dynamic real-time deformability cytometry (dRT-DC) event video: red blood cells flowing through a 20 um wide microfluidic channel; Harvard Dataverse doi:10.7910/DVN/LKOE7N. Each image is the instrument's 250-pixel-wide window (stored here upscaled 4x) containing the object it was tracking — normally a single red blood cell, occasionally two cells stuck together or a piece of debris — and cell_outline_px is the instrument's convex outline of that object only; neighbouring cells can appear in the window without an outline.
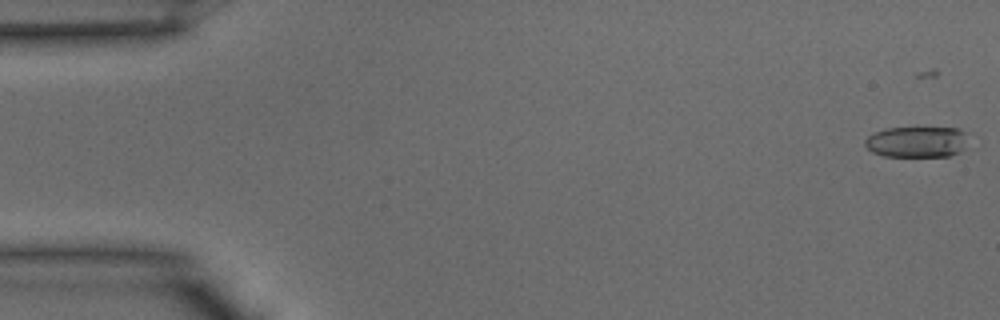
{"species": "common noctule bat (a hibernating species)", "species_latin": "Nyctalus noctula", "temperature_condition": "warm", "stored_images_in_passage": 16, "camera_frame_rate_fps": 3000, "um_per_image_px": 0.085, "animal": {"sex": "male", "body_mass_g": 15.6}, "frame": {"image": 1, "passage_image": 2, "time_ms": 0.333, "image_size_px": [1000, 320], "cell_outline_px": [[964, 148], [960, 152], [948, 156], [884, 156], [872, 152], [864, 144], [864, 140], [868, 136], [884, 128], [956, 128], [964, 132]], "centroid_in_image_um": [77.87, 12.06], "position_along_channel_um": 7.1, "area_um2": 18.38}}
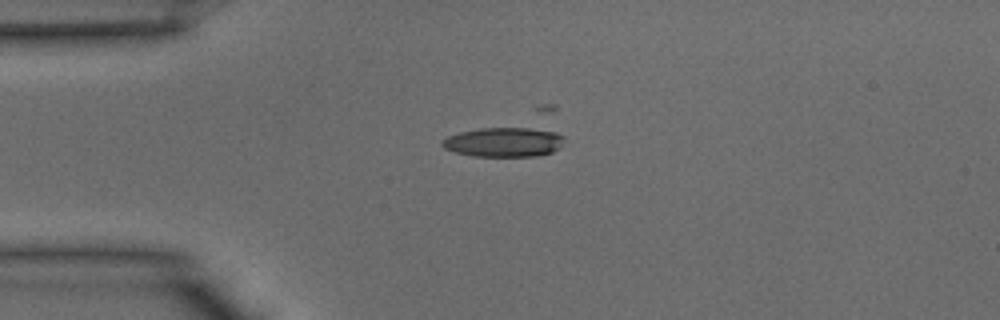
{"frame": {"image": 2, "passage_image": 11, "time_ms": 3.333, "image_size_px": [1000, 320], "cell_outline_px": [[564, 136], [560, 148], [552, 152], [536, 156], [472, 156], [456, 152], [444, 148], [440, 144], [440, 140], [448, 136], [460, 132], [480, 128], [528, 128], [556, 132]], "centroid_in_image_um": [42.8, 12.08], "position_along_channel_um": 42.2, "area_um2": 20.92}}